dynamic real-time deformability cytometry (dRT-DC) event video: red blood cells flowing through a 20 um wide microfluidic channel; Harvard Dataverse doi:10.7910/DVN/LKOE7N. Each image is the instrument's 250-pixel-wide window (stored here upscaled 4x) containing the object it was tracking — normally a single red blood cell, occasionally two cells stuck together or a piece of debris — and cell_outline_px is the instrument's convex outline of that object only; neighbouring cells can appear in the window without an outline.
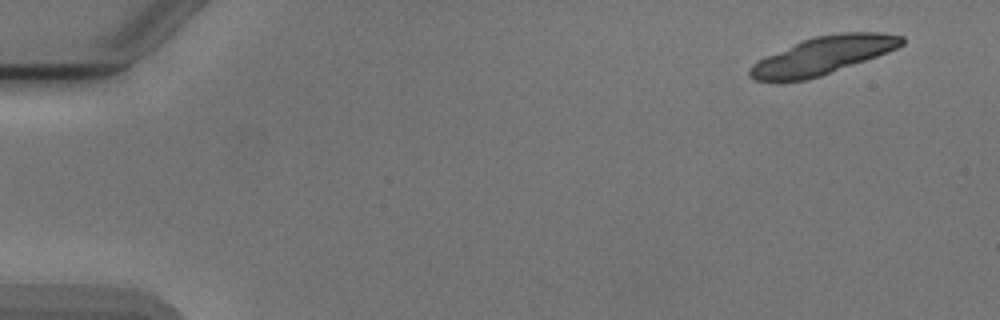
{"species": "Egyptian fruit bat (a non-hibernating species)", "species_latin": "Rousettus aegyptiacus", "temperature_condition": "cold", "stored_images_in_passage": 4, "camera_frame_rate_fps": 3000, "um_per_image_px": 0.085, "animal": {"sex": "male"}, "frame": {"image": 1, "passage_image": 1, "time_ms": 0.0, "image_size_px": [1000, 320], "cell_outline_px": [[904, 44], [888, 52], [820, 76], [808, 80], [756, 80], [748, 76], [748, 68], [756, 60], [764, 56], [800, 40], [816, 36], [840, 32], [880, 32], [904, 36]], "centroid_in_image_um": [69.92, 4.7], "position_along_channel_um": 15.1, "area_um2": 33.35}}